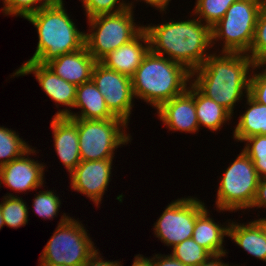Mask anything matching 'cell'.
Wrapping results in <instances>:
<instances>
[{
    "instance_id": "41",
    "label": "cell",
    "mask_w": 266,
    "mask_h": 266,
    "mask_svg": "<svg viewBox=\"0 0 266 266\" xmlns=\"http://www.w3.org/2000/svg\"><path fill=\"white\" fill-rule=\"evenodd\" d=\"M3 226H5V224H4L2 213H1V210H0V230L3 228Z\"/></svg>"
},
{
    "instance_id": "3",
    "label": "cell",
    "mask_w": 266,
    "mask_h": 266,
    "mask_svg": "<svg viewBox=\"0 0 266 266\" xmlns=\"http://www.w3.org/2000/svg\"><path fill=\"white\" fill-rule=\"evenodd\" d=\"M190 80L192 73L185 66L151 51L131 77L134 97L155 109L185 92Z\"/></svg>"
},
{
    "instance_id": "4",
    "label": "cell",
    "mask_w": 266,
    "mask_h": 266,
    "mask_svg": "<svg viewBox=\"0 0 266 266\" xmlns=\"http://www.w3.org/2000/svg\"><path fill=\"white\" fill-rule=\"evenodd\" d=\"M63 2L59 0L25 18L36 27L39 38L35 53L27 61L47 64L85 46L86 32L78 30Z\"/></svg>"
},
{
    "instance_id": "35",
    "label": "cell",
    "mask_w": 266,
    "mask_h": 266,
    "mask_svg": "<svg viewBox=\"0 0 266 266\" xmlns=\"http://www.w3.org/2000/svg\"><path fill=\"white\" fill-rule=\"evenodd\" d=\"M153 266H186L171 254H156L152 257Z\"/></svg>"
},
{
    "instance_id": "5",
    "label": "cell",
    "mask_w": 266,
    "mask_h": 266,
    "mask_svg": "<svg viewBox=\"0 0 266 266\" xmlns=\"http://www.w3.org/2000/svg\"><path fill=\"white\" fill-rule=\"evenodd\" d=\"M265 0H237L212 27V45L223 41L220 52L248 54L258 14Z\"/></svg>"
},
{
    "instance_id": "7",
    "label": "cell",
    "mask_w": 266,
    "mask_h": 266,
    "mask_svg": "<svg viewBox=\"0 0 266 266\" xmlns=\"http://www.w3.org/2000/svg\"><path fill=\"white\" fill-rule=\"evenodd\" d=\"M220 179L215 201L220 212L251 208L260 178L253 162L243 150L231 165L229 164Z\"/></svg>"
},
{
    "instance_id": "10",
    "label": "cell",
    "mask_w": 266,
    "mask_h": 266,
    "mask_svg": "<svg viewBox=\"0 0 266 266\" xmlns=\"http://www.w3.org/2000/svg\"><path fill=\"white\" fill-rule=\"evenodd\" d=\"M205 208L197 197L172 201L154 223L155 236L170 247L192 238L196 218Z\"/></svg>"
},
{
    "instance_id": "24",
    "label": "cell",
    "mask_w": 266,
    "mask_h": 266,
    "mask_svg": "<svg viewBox=\"0 0 266 266\" xmlns=\"http://www.w3.org/2000/svg\"><path fill=\"white\" fill-rule=\"evenodd\" d=\"M0 203L4 224L11 228H20L28 223V205L20 197L7 193ZM27 205V206H26Z\"/></svg>"
},
{
    "instance_id": "33",
    "label": "cell",
    "mask_w": 266,
    "mask_h": 266,
    "mask_svg": "<svg viewBox=\"0 0 266 266\" xmlns=\"http://www.w3.org/2000/svg\"><path fill=\"white\" fill-rule=\"evenodd\" d=\"M262 71L258 73L254 70ZM265 68V69H264ZM249 82V95L257 102L266 105V64H255Z\"/></svg>"
},
{
    "instance_id": "31",
    "label": "cell",
    "mask_w": 266,
    "mask_h": 266,
    "mask_svg": "<svg viewBox=\"0 0 266 266\" xmlns=\"http://www.w3.org/2000/svg\"><path fill=\"white\" fill-rule=\"evenodd\" d=\"M81 2L83 3L82 6L86 12L87 19L98 15L123 12L129 7L135 8L134 2L126 3L124 0H81Z\"/></svg>"
},
{
    "instance_id": "14",
    "label": "cell",
    "mask_w": 266,
    "mask_h": 266,
    "mask_svg": "<svg viewBox=\"0 0 266 266\" xmlns=\"http://www.w3.org/2000/svg\"><path fill=\"white\" fill-rule=\"evenodd\" d=\"M35 152L34 148H30L21 157L1 166L0 187L5 184V187L17 193L43 187L45 165L29 157Z\"/></svg>"
},
{
    "instance_id": "13",
    "label": "cell",
    "mask_w": 266,
    "mask_h": 266,
    "mask_svg": "<svg viewBox=\"0 0 266 266\" xmlns=\"http://www.w3.org/2000/svg\"><path fill=\"white\" fill-rule=\"evenodd\" d=\"M112 164L113 158L95 161L81 160L69 174L72 190L86 195L98 208L111 181Z\"/></svg>"
},
{
    "instance_id": "30",
    "label": "cell",
    "mask_w": 266,
    "mask_h": 266,
    "mask_svg": "<svg viewBox=\"0 0 266 266\" xmlns=\"http://www.w3.org/2000/svg\"><path fill=\"white\" fill-rule=\"evenodd\" d=\"M59 0H2L4 15L20 16L24 19L42 8L56 4ZM38 4V5H37Z\"/></svg>"
},
{
    "instance_id": "8",
    "label": "cell",
    "mask_w": 266,
    "mask_h": 266,
    "mask_svg": "<svg viewBox=\"0 0 266 266\" xmlns=\"http://www.w3.org/2000/svg\"><path fill=\"white\" fill-rule=\"evenodd\" d=\"M133 8L116 14L88 18L89 33H85V47L99 62L109 52L132 40L143 28L134 22Z\"/></svg>"
},
{
    "instance_id": "17",
    "label": "cell",
    "mask_w": 266,
    "mask_h": 266,
    "mask_svg": "<svg viewBox=\"0 0 266 266\" xmlns=\"http://www.w3.org/2000/svg\"><path fill=\"white\" fill-rule=\"evenodd\" d=\"M50 127L57 156L70 174L81 162L77 118L53 116Z\"/></svg>"
},
{
    "instance_id": "40",
    "label": "cell",
    "mask_w": 266,
    "mask_h": 266,
    "mask_svg": "<svg viewBox=\"0 0 266 266\" xmlns=\"http://www.w3.org/2000/svg\"><path fill=\"white\" fill-rule=\"evenodd\" d=\"M40 261V266H64V265H60V264H53V263H48V262H44L42 260H39Z\"/></svg>"
},
{
    "instance_id": "9",
    "label": "cell",
    "mask_w": 266,
    "mask_h": 266,
    "mask_svg": "<svg viewBox=\"0 0 266 266\" xmlns=\"http://www.w3.org/2000/svg\"><path fill=\"white\" fill-rule=\"evenodd\" d=\"M128 124L121 118L107 120L77 118L81 160L114 158V151L131 142ZM127 134H126V133Z\"/></svg>"
},
{
    "instance_id": "34",
    "label": "cell",
    "mask_w": 266,
    "mask_h": 266,
    "mask_svg": "<svg viewBox=\"0 0 266 266\" xmlns=\"http://www.w3.org/2000/svg\"><path fill=\"white\" fill-rule=\"evenodd\" d=\"M255 207L260 209L264 207L266 210V177L259 179L256 197L251 209Z\"/></svg>"
},
{
    "instance_id": "37",
    "label": "cell",
    "mask_w": 266,
    "mask_h": 266,
    "mask_svg": "<svg viewBox=\"0 0 266 266\" xmlns=\"http://www.w3.org/2000/svg\"><path fill=\"white\" fill-rule=\"evenodd\" d=\"M226 255H227L226 253L211 255L206 261L202 262L197 266H229V263H224L221 258L225 257Z\"/></svg>"
},
{
    "instance_id": "19",
    "label": "cell",
    "mask_w": 266,
    "mask_h": 266,
    "mask_svg": "<svg viewBox=\"0 0 266 266\" xmlns=\"http://www.w3.org/2000/svg\"><path fill=\"white\" fill-rule=\"evenodd\" d=\"M228 237L250 255L266 262V226L259 218L247 224L229 222Z\"/></svg>"
},
{
    "instance_id": "1",
    "label": "cell",
    "mask_w": 266,
    "mask_h": 266,
    "mask_svg": "<svg viewBox=\"0 0 266 266\" xmlns=\"http://www.w3.org/2000/svg\"><path fill=\"white\" fill-rule=\"evenodd\" d=\"M254 65L248 54L214 52L192 72L191 81L205 96L233 115L236 102L249 94L250 75Z\"/></svg>"
},
{
    "instance_id": "22",
    "label": "cell",
    "mask_w": 266,
    "mask_h": 266,
    "mask_svg": "<svg viewBox=\"0 0 266 266\" xmlns=\"http://www.w3.org/2000/svg\"><path fill=\"white\" fill-rule=\"evenodd\" d=\"M245 98L249 107L239 116L233 131V138L238 142L256 135H266V105L255 101L249 94Z\"/></svg>"
},
{
    "instance_id": "25",
    "label": "cell",
    "mask_w": 266,
    "mask_h": 266,
    "mask_svg": "<svg viewBox=\"0 0 266 266\" xmlns=\"http://www.w3.org/2000/svg\"><path fill=\"white\" fill-rule=\"evenodd\" d=\"M30 148L16 131L0 126V167L21 157Z\"/></svg>"
},
{
    "instance_id": "16",
    "label": "cell",
    "mask_w": 266,
    "mask_h": 266,
    "mask_svg": "<svg viewBox=\"0 0 266 266\" xmlns=\"http://www.w3.org/2000/svg\"><path fill=\"white\" fill-rule=\"evenodd\" d=\"M149 51V38L143 28L132 40L109 52L99 62L131 78Z\"/></svg>"
},
{
    "instance_id": "18",
    "label": "cell",
    "mask_w": 266,
    "mask_h": 266,
    "mask_svg": "<svg viewBox=\"0 0 266 266\" xmlns=\"http://www.w3.org/2000/svg\"><path fill=\"white\" fill-rule=\"evenodd\" d=\"M96 63L84 46L77 51L61 55L46 65L65 81L79 86L91 80Z\"/></svg>"
},
{
    "instance_id": "6",
    "label": "cell",
    "mask_w": 266,
    "mask_h": 266,
    "mask_svg": "<svg viewBox=\"0 0 266 266\" xmlns=\"http://www.w3.org/2000/svg\"><path fill=\"white\" fill-rule=\"evenodd\" d=\"M86 231L79 220L64 213L39 259L64 266H82L97 250Z\"/></svg>"
},
{
    "instance_id": "21",
    "label": "cell",
    "mask_w": 266,
    "mask_h": 266,
    "mask_svg": "<svg viewBox=\"0 0 266 266\" xmlns=\"http://www.w3.org/2000/svg\"><path fill=\"white\" fill-rule=\"evenodd\" d=\"M210 216L207 207L197 216L192 239L212 255L227 253L223 243L224 236H228L229 220L227 225H219Z\"/></svg>"
},
{
    "instance_id": "11",
    "label": "cell",
    "mask_w": 266,
    "mask_h": 266,
    "mask_svg": "<svg viewBox=\"0 0 266 266\" xmlns=\"http://www.w3.org/2000/svg\"><path fill=\"white\" fill-rule=\"evenodd\" d=\"M91 80L104 96L108 109L128 124L135 98L131 78L97 62Z\"/></svg>"
},
{
    "instance_id": "20",
    "label": "cell",
    "mask_w": 266,
    "mask_h": 266,
    "mask_svg": "<svg viewBox=\"0 0 266 266\" xmlns=\"http://www.w3.org/2000/svg\"><path fill=\"white\" fill-rule=\"evenodd\" d=\"M73 108H79L80 114L71 112L67 117L98 120L119 118L108 109L104 96L92 80L77 86Z\"/></svg>"
},
{
    "instance_id": "42",
    "label": "cell",
    "mask_w": 266,
    "mask_h": 266,
    "mask_svg": "<svg viewBox=\"0 0 266 266\" xmlns=\"http://www.w3.org/2000/svg\"><path fill=\"white\" fill-rule=\"evenodd\" d=\"M260 220L265 224L266 226V217L265 218H260Z\"/></svg>"
},
{
    "instance_id": "28",
    "label": "cell",
    "mask_w": 266,
    "mask_h": 266,
    "mask_svg": "<svg viewBox=\"0 0 266 266\" xmlns=\"http://www.w3.org/2000/svg\"><path fill=\"white\" fill-rule=\"evenodd\" d=\"M248 55L255 64H266V0L258 14L254 38Z\"/></svg>"
},
{
    "instance_id": "2",
    "label": "cell",
    "mask_w": 266,
    "mask_h": 266,
    "mask_svg": "<svg viewBox=\"0 0 266 266\" xmlns=\"http://www.w3.org/2000/svg\"><path fill=\"white\" fill-rule=\"evenodd\" d=\"M150 51L185 66L191 73L211 54L212 28L200 19L171 20L163 24L144 26ZM211 46V47H210ZM166 54V55H165Z\"/></svg>"
},
{
    "instance_id": "36",
    "label": "cell",
    "mask_w": 266,
    "mask_h": 266,
    "mask_svg": "<svg viewBox=\"0 0 266 266\" xmlns=\"http://www.w3.org/2000/svg\"><path fill=\"white\" fill-rule=\"evenodd\" d=\"M99 253L97 249L82 266H120L121 261L103 260Z\"/></svg>"
},
{
    "instance_id": "26",
    "label": "cell",
    "mask_w": 266,
    "mask_h": 266,
    "mask_svg": "<svg viewBox=\"0 0 266 266\" xmlns=\"http://www.w3.org/2000/svg\"><path fill=\"white\" fill-rule=\"evenodd\" d=\"M237 0H196L193 14L211 28L219 22L228 8Z\"/></svg>"
},
{
    "instance_id": "29",
    "label": "cell",
    "mask_w": 266,
    "mask_h": 266,
    "mask_svg": "<svg viewBox=\"0 0 266 266\" xmlns=\"http://www.w3.org/2000/svg\"><path fill=\"white\" fill-rule=\"evenodd\" d=\"M242 142H246L242 150L253 162L258 177H266V135H256Z\"/></svg>"
},
{
    "instance_id": "32",
    "label": "cell",
    "mask_w": 266,
    "mask_h": 266,
    "mask_svg": "<svg viewBox=\"0 0 266 266\" xmlns=\"http://www.w3.org/2000/svg\"><path fill=\"white\" fill-rule=\"evenodd\" d=\"M61 201L58 195L52 190L39 191L38 195H35L33 199V211L44 218V219H53L59 213V208Z\"/></svg>"
},
{
    "instance_id": "39",
    "label": "cell",
    "mask_w": 266,
    "mask_h": 266,
    "mask_svg": "<svg viewBox=\"0 0 266 266\" xmlns=\"http://www.w3.org/2000/svg\"><path fill=\"white\" fill-rule=\"evenodd\" d=\"M134 258L132 266H153L152 257L146 258L145 256L138 254ZM120 266H122V264H120Z\"/></svg>"
},
{
    "instance_id": "23",
    "label": "cell",
    "mask_w": 266,
    "mask_h": 266,
    "mask_svg": "<svg viewBox=\"0 0 266 266\" xmlns=\"http://www.w3.org/2000/svg\"><path fill=\"white\" fill-rule=\"evenodd\" d=\"M194 100L199 128L203 126L215 132L232 119L227 109L205 96L195 85Z\"/></svg>"
},
{
    "instance_id": "27",
    "label": "cell",
    "mask_w": 266,
    "mask_h": 266,
    "mask_svg": "<svg viewBox=\"0 0 266 266\" xmlns=\"http://www.w3.org/2000/svg\"><path fill=\"white\" fill-rule=\"evenodd\" d=\"M172 248L171 255L186 266H197L212 255L192 238L186 239Z\"/></svg>"
},
{
    "instance_id": "15",
    "label": "cell",
    "mask_w": 266,
    "mask_h": 266,
    "mask_svg": "<svg viewBox=\"0 0 266 266\" xmlns=\"http://www.w3.org/2000/svg\"><path fill=\"white\" fill-rule=\"evenodd\" d=\"M157 115L169 131L198 133L194 84L191 82L185 92L161 104L157 108Z\"/></svg>"
},
{
    "instance_id": "12",
    "label": "cell",
    "mask_w": 266,
    "mask_h": 266,
    "mask_svg": "<svg viewBox=\"0 0 266 266\" xmlns=\"http://www.w3.org/2000/svg\"><path fill=\"white\" fill-rule=\"evenodd\" d=\"M32 73L46 96L48 95L57 105L61 104L69 107L59 109L54 116H68L72 112L70 108L74 107L77 86L56 75L46 64L31 61H25L11 77L25 76Z\"/></svg>"
},
{
    "instance_id": "38",
    "label": "cell",
    "mask_w": 266,
    "mask_h": 266,
    "mask_svg": "<svg viewBox=\"0 0 266 266\" xmlns=\"http://www.w3.org/2000/svg\"><path fill=\"white\" fill-rule=\"evenodd\" d=\"M136 1L138 2V0ZM143 1L146 2V4H149L151 7L153 6L156 10H159L160 12L165 11L166 14V9L171 0H143Z\"/></svg>"
}]
</instances>
